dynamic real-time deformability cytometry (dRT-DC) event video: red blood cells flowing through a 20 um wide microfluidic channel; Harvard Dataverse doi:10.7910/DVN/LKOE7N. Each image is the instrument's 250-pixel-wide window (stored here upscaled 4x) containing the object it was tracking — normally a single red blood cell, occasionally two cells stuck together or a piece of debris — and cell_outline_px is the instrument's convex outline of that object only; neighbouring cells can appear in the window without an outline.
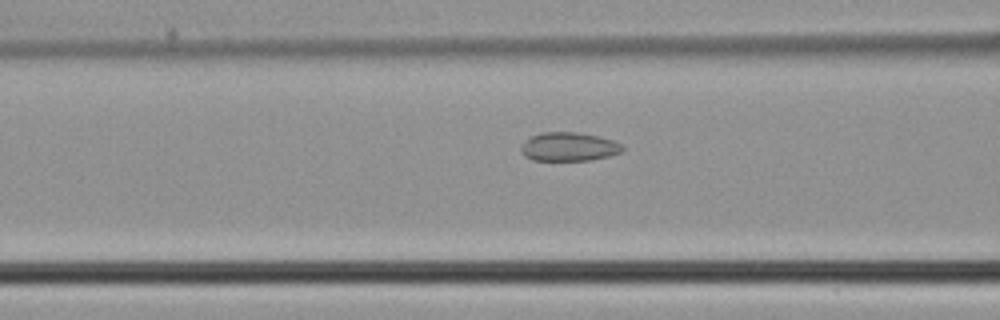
{"species": "common noctule bat (a hibernating species)", "species_latin": "Nyctalus noctula", "temperature_condition": "cold", "stored_images_in_passage": 47, "camera_frame_rate_fps": 3000, "um_per_image_px": 0.085, "animal": {"sex": "male", "body_mass_g": 21.5, "forearm_length_mm": 52.0}, "frame": {"image": 1, "passage_image": 19, "time_ms": 6.0, "image_size_px": [1000, 320], "cell_outline_px": [[624, 152], [592, 160], [532, 160], [524, 156], [520, 152], [520, 144], [532, 136], [540, 132], [576, 132], [596, 136], [612, 140], [620, 144], [624, 148]], "centroid_in_image_um": [48.32, 12.48], "position_along_channel_um": 118.3, "area_um2": 17.05}}
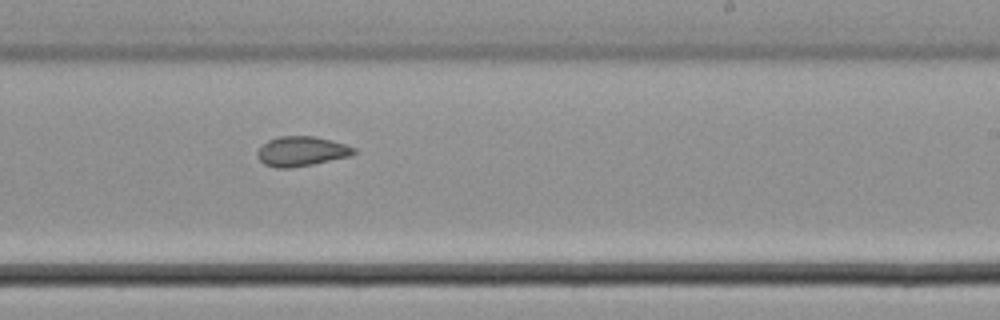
{"frame": {"image": 2, "passage_image": 29, "time_ms": 9.333, "image_size_px": [1000, 320], "cell_outline_px": [[356, 152], [352, 156], [312, 164], [288, 168], [276, 168], [264, 164], [256, 156], [256, 152], [268, 140], [280, 136], [316, 136], [332, 140], [356, 148]], "centroid_in_image_um": [25.64, 12.86], "position_along_channel_um": 263.4, "area_um2": 16.76}}
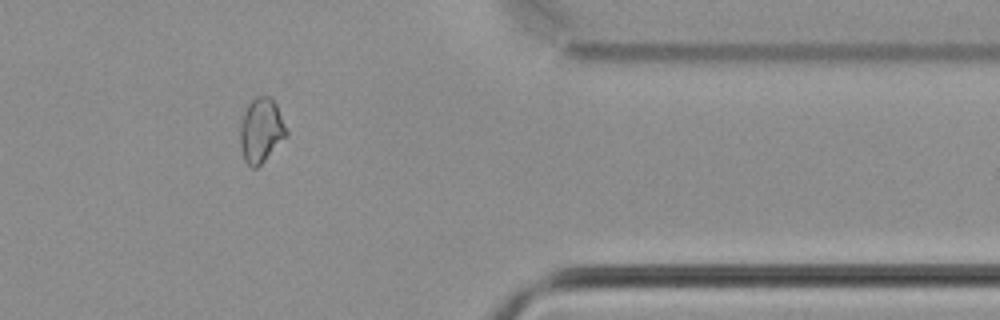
{"frame": {"image": 3, "passage_image": 39, "time_ms": 12.667, "image_size_px": [1000, 320], "cell_outline_px": [[288, 136], [256, 168], [252, 168], [244, 160], [240, 144], [240, 124], [244, 112], [248, 104], [256, 96], [272, 96], [276, 104], [288, 132]], "centroid_in_image_um": [22.2, 11.07], "position_along_channel_um": 389.2, "area_um2": 17.34}}